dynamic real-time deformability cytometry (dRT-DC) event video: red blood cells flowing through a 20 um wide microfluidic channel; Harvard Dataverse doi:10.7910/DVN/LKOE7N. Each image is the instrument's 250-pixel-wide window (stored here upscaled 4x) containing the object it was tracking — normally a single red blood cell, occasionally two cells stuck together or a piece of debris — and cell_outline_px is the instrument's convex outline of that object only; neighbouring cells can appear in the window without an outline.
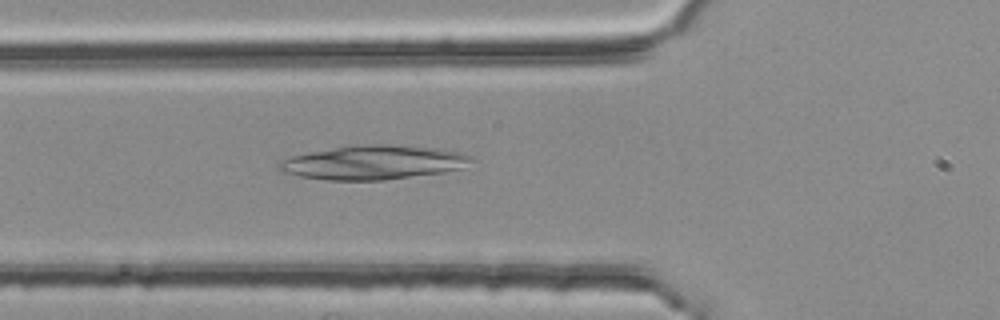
{"species": "common noctule bat (a hibernating species)", "species_latin": "Nyctalus noctula", "temperature_condition": "room temperature", "stored_images_in_passage": 23, "camera_frame_rate_fps": 3000, "um_per_image_px": 0.085, "animal": {"sex": "female", "body_mass_g": 25.1}, "frame": {"image": 1, "passage_image": 3, "time_ms": 0.667, "image_size_px": [1000, 320], "cell_outline_px": [[476, 160], [460, 168], [444, 172], [384, 180], [328, 180], [300, 176], [284, 172], [276, 164], [280, 160], [292, 156], [308, 152], [360, 144], [388, 144], [436, 148], [460, 152], [472, 156]], "centroid_in_image_um": [31.76, 13.8], "position_along_channel_um": 94.0, "area_um2": 38.09}}
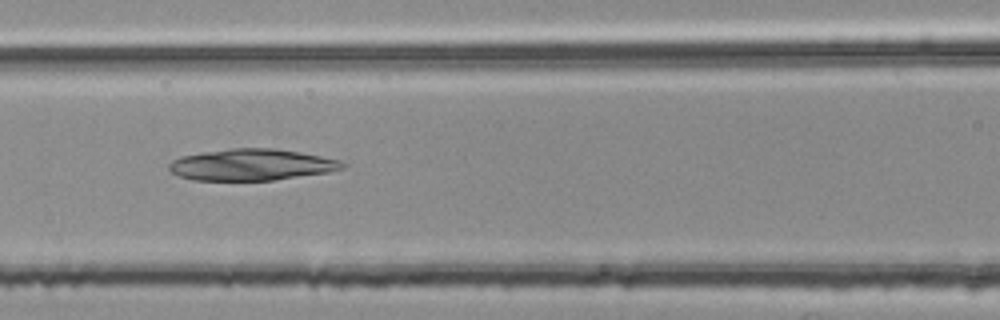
{"frame": {"image": 2, "passage_image": 7, "time_ms": 2.0, "image_size_px": [1000, 320], "cell_outline_px": [[348, 164], [344, 168], [328, 172], [272, 180], [192, 180], [180, 176], [172, 172], [168, 168], [168, 164], [172, 160], [184, 156], [200, 152], [228, 148], [272, 148], [300, 152], [340, 160]], "centroid_in_image_um": [21.38, 13.99], "position_along_channel_um": 145.2, "area_um2": 31.73}}